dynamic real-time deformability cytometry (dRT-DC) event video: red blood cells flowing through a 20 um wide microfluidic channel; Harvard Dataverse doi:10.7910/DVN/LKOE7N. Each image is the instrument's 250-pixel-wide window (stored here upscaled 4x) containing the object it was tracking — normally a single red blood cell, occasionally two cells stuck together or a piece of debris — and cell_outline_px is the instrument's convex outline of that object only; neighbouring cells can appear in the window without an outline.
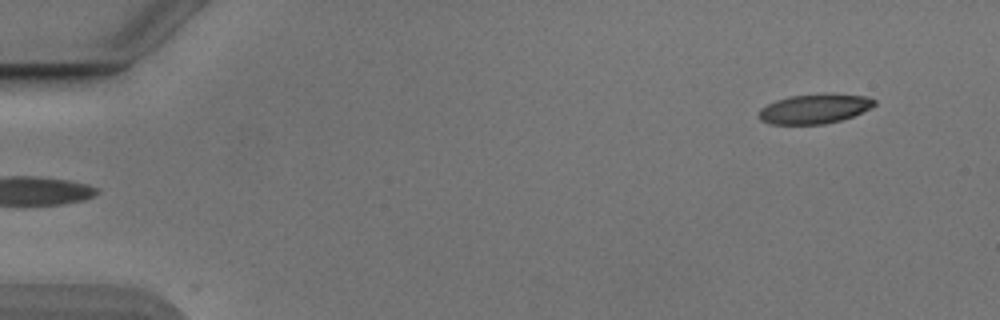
{"species": "Egyptian fruit bat (a non-hibernating species)", "species_latin": "Rousettus aegyptiacus", "temperature_condition": "cold", "stored_images_in_passage": 11, "segment_of_instrument_passage": [2, 2], "camera_frame_rate_fps": 3000, "um_per_image_px": 0.085, "animal": {"sex": "male"}, "frame": {"image": 1, "passage_image": 11, "time_ms": 3.333, "image_size_px": [1000, 320], "cell_outline_px": [[876, 104], [852, 116], [840, 120], [824, 124], [772, 124], [760, 120], [760, 108], [776, 100], [788, 96], [828, 92], [832, 92], [864, 96], [876, 100]], "centroid_in_image_um": [69.23, 9.22], "position_along_channel_um": 15.8, "area_um2": 20.0}}